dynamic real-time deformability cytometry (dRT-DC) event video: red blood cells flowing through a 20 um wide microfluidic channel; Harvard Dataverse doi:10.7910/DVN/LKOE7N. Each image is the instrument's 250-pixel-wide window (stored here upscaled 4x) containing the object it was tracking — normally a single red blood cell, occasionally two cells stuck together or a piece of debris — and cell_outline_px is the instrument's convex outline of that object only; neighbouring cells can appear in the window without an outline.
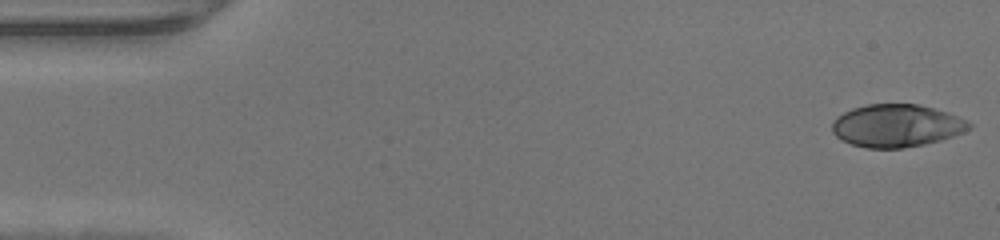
{"species": "human", "species_latin": "Homo sapiens", "temperature_condition": "warm", "stored_images_in_passage": 48, "segment_of_instrument_passage": [1, 2], "camera_frame_rate_fps": 3000, "um_per_image_px": 0.085, "donor": {"sex": "male"}, "frame": {"image": 1, "passage_image": 1, "time_ms": 0.0, "image_size_px": [1000, 240], "cell_outline_px": [[972, 128], [964, 132], [940, 140], [924, 144], [900, 148], [868, 148], [852, 144], [840, 140], [832, 132], [832, 120], [836, 116], [852, 108], [868, 104], [916, 104], [948, 112], [968, 120], [972, 124]], "centroid_in_image_um": [76.2, 10.68], "position_along_channel_um": 8.8, "area_um2": 34.16}}
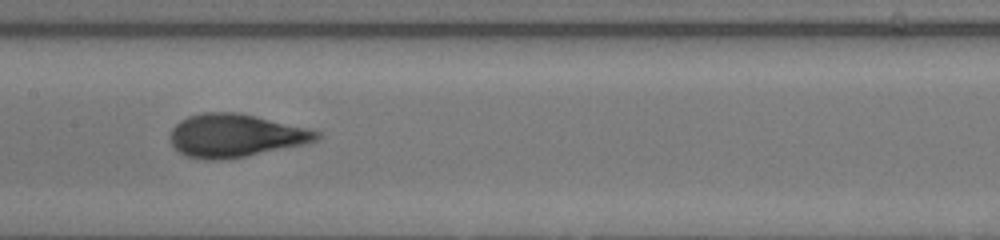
{"frame": {"image": 2, "passage_image": 23, "time_ms": 7.333, "image_size_px": [1000, 240], "cell_outline_px": [[320, 136], [316, 140], [304, 144], [244, 156], [220, 160], [208, 160], [184, 156], [172, 144], [168, 136], [172, 128], [180, 120], [188, 116], [204, 112], [240, 112], [308, 128], [320, 132]], "centroid_in_image_um": [19.97, 11.51], "position_along_channel_um": 187.4, "area_um2": 36.7}}
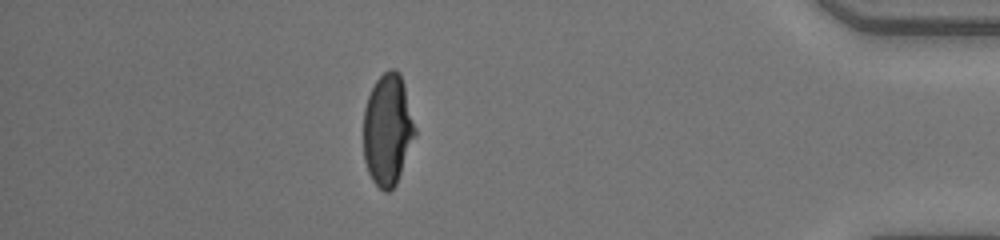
{"frame": {"image": 3, "passage_image": 41, "time_ms": 13.333, "image_size_px": [1000, 240], "cell_outline_px": [[416, 136], [396, 184], [388, 192], [384, 192], [372, 180], [368, 172], [364, 160], [364, 108], [368, 96], [376, 80], [388, 68], [392, 68], [400, 72], [404, 84], [416, 128]], "centroid_in_image_um": [32.96, 11.02], "position_along_channel_um": 402.2, "area_um2": 33.64}}